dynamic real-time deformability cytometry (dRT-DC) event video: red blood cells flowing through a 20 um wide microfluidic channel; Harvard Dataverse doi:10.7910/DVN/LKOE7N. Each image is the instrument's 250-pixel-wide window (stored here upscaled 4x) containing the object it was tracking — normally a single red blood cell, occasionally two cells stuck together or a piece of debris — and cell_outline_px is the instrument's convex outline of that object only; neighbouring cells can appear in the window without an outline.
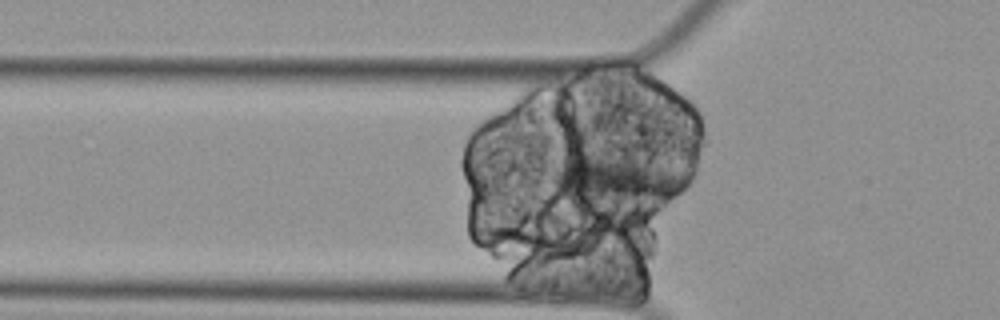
{"species": "Egyptian fruit bat (a non-hibernating species)", "species_latin": "Rousettus aegyptiacus", "temperature_condition": "cold", "stored_images_in_passage": 51, "segment_of_instrument_passage": [1, 3], "camera_frame_rate_fps": 3000, "um_per_image_px": 0.085, "animal": {"sex": "female"}, "frame": {"image": 1, "passage_image": 14, "time_ms": 4.333, "image_size_px": [1000, 320], "cell_outline_px": [[688, 184], [680, 192], [656, 208], [600, 208], [564, 196], [552, 184], [548, 176], [552, 168], [564, 156], [580, 148], [664, 168], [676, 172], [684, 176], [688, 180]], "centroid_in_image_um": [52.22, 15.39], "position_along_channel_um": 73.6, "area_um2": 41.5}}